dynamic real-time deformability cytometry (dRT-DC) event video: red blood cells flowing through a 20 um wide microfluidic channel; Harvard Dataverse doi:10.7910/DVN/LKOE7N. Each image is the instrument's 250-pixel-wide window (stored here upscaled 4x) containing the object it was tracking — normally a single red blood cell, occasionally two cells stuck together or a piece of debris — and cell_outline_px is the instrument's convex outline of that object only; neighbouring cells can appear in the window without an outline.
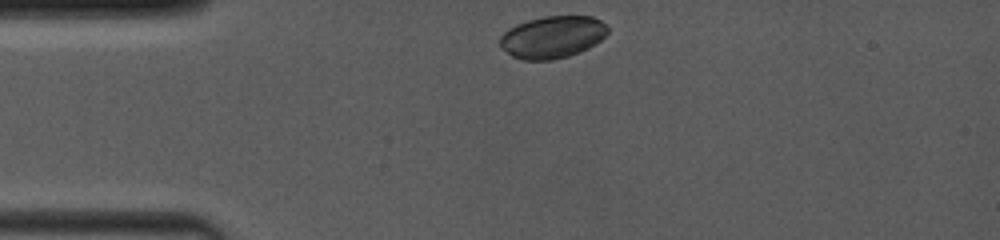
{"species": "common noctule bat (a hibernating species)", "species_latin": "Nyctalus noctula", "temperature_condition": "room temperature", "stored_images_in_passage": 19, "camera_frame_rate_fps": 4000, "um_per_image_px": 0.085, "animal": {"sex": "female", "body_mass_g": 19.0, "forearm_length_mm": 53.3}, "frame": {"image": 1, "passage_image": 1, "time_ms": 0.0, "image_size_px": [1000, 240], "cell_outline_px": [[608, 32], [600, 40], [588, 48], [580, 52], [568, 56], [552, 60], [520, 60], [512, 56], [500, 48], [500, 36], [508, 28], [516, 24], [528, 20], [544, 16], [592, 16], [600, 20], [608, 28]], "centroid_in_image_um": [46.92, 3.15], "position_along_channel_um": 38.1, "area_um2": 26.59}}
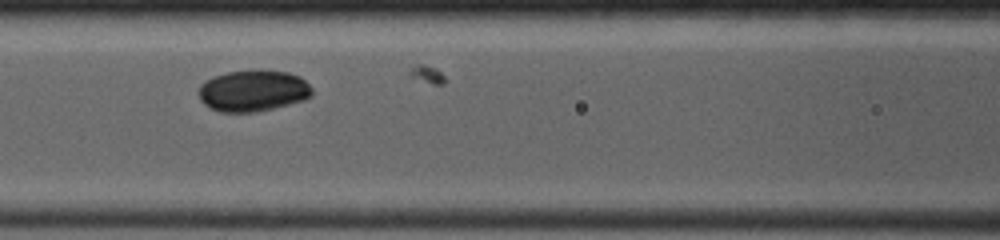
{"frame": {"image": 2, "passage_image": 8, "time_ms": 3.5, "image_size_px": [1000, 240], "cell_outline_px": [[312, 96], [304, 100], [256, 112], [220, 112], [208, 108], [200, 100], [200, 84], [204, 80], [212, 76], [228, 72], [256, 68], [260, 68], [288, 72], [300, 76], [312, 88]], "centroid_in_image_um": [21.5, 7.69], "position_along_channel_um": 145.1, "area_um2": 27.86}}
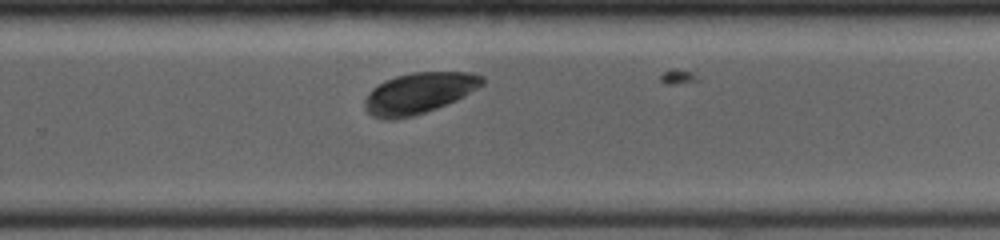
{"frame": {"image": 3, "passage_image": 17, "time_ms": 7.25, "image_size_px": [1000, 240], "cell_outline_px": [[484, 84], [464, 96], [456, 100], [436, 108], [412, 116], [396, 120], [384, 120], [372, 116], [364, 108], [364, 100], [368, 92], [372, 88], [384, 80], [396, 76], [412, 72], [472, 72], [484, 76]], "centroid_in_image_um": [35.58, 7.91], "position_along_channel_um": 294.2, "area_um2": 28.26}}